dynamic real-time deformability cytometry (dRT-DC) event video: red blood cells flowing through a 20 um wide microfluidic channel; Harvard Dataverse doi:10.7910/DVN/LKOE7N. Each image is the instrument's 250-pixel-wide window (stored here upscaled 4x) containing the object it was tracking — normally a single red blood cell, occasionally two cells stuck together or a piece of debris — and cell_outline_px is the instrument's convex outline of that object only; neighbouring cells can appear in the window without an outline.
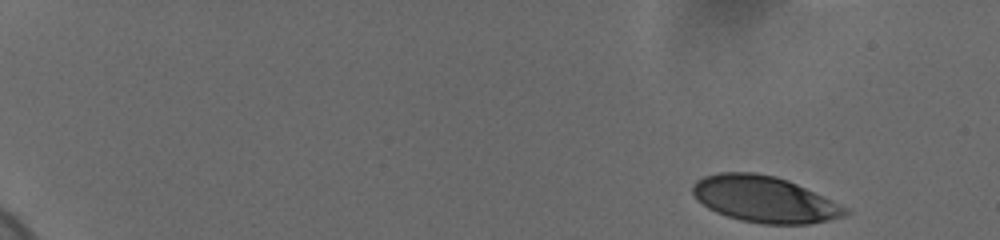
{"species": "human", "species_latin": "Homo sapiens", "temperature_condition": "cold", "stored_images_in_passage": 47, "camera_frame_rate_fps": 3000, "um_per_image_px": 0.085, "donor": {"sex": "female"}, "frame": {"image": 1, "passage_image": 1, "time_ms": 0.0, "image_size_px": [1000, 240], "cell_outline_px": [[852, 212], [844, 216], [828, 220], [808, 224], [760, 224], [740, 220], [716, 212], [708, 208], [696, 200], [692, 192], [692, 184], [696, 180], [704, 176], [720, 172], [752, 172], [776, 176], [788, 180], [824, 196], [848, 208]], "centroid_in_image_um": [64.97, 16.94], "position_along_channel_um": 20.0, "area_um2": 41.33}}
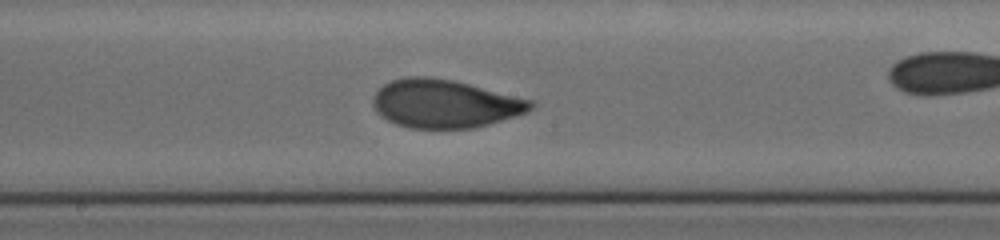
{"frame": {"image": 2, "passage_image": 30, "time_ms": 9.667, "image_size_px": [1000, 240], "cell_outline_px": [[536, 104], [532, 108], [524, 112], [476, 128], [408, 128], [396, 124], [380, 116], [376, 112], [372, 104], [372, 96], [384, 84], [392, 80], [408, 76], [428, 76], [452, 80], [532, 100]], "centroid_in_image_um": [37.74, 8.81], "position_along_channel_um": 210.5, "area_um2": 44.1}}
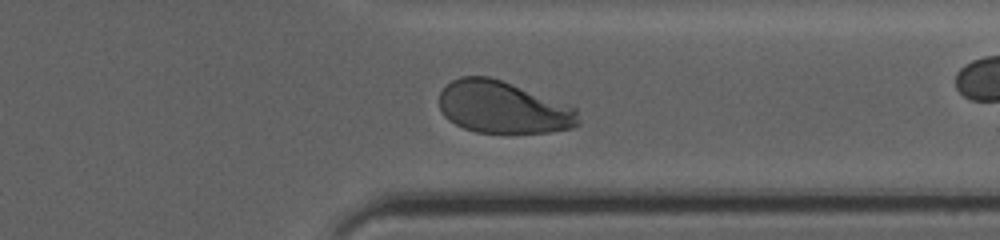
{"frame": {"image": 3, "passage_image": 43, "time_ms": 14.0, "image_size_px": [1000, 240], "cell_outline_px": [[580, 124], [572, 128], [548, 132], [476, 132], [464, 128], [448, 120], [444, 116], [440, 108], [440, 92], [452, 80], [460, 76], [488, 76], [500, 80], [568, 104], [576, 108], [580, 120]], "centroid_in_image_um": [42.76, 9.13], "position_along_channel_um": 368.6, "area_um2": 42.02}}